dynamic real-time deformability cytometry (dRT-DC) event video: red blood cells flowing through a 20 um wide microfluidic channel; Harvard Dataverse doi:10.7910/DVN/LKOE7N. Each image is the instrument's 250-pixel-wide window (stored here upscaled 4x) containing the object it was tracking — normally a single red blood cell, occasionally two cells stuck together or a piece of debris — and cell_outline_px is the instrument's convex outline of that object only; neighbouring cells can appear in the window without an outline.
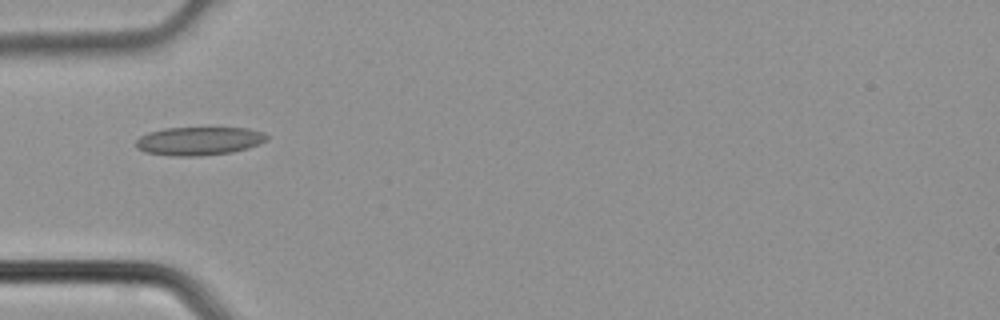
{"species": "common noctule bat (a hibernating species)", "species_latin": "Nyctalus noctula", "temperature_condition": "cold", "stored_images_in_passage": 2, "camera_frame_rate_fps": 3000, "um_per_image_px": 0.085, "animal": {"sex": "male", "body_mass_g": 21.5, "forearm_length_mm": 52.0}, "frame": {"image": 1, "passage_image": 1, "time_ms": 0.0, "image_size_px": [1000, 320], "cell_outline_px": [[268, 136], [260, 144], [248, 148], [232, 152], [200, 156], [176, 156], [144, 152], [136, 148], [136, 140], [140, 136], [148, 132], [164, 128], [248, 128], [264, 132]], "centroid_in_image_um": [16.9, 11.98], "position_along_channel_um": 68.1, "area_um2": 21.68}}
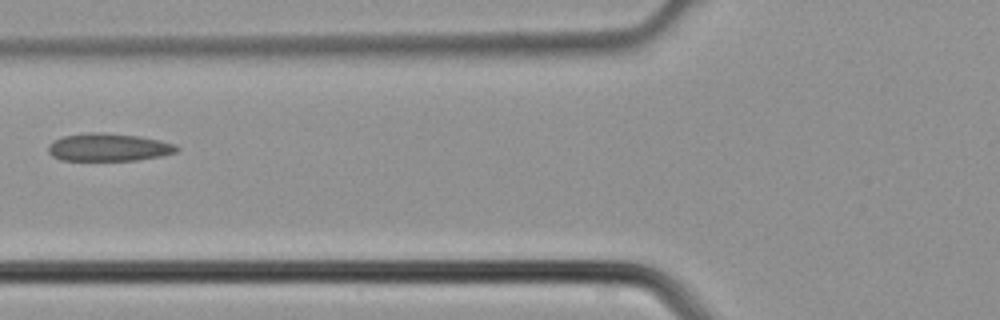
{"frame": {"image": 2, "passage_image": 2, "time_ms": 0.333, "image_size_px": [1000, 320], "cell_outline_px": [[180, 148], [176, 152], [160, 156], [136, 160], [60, 160], [52, 156], [48, 152], [48, 144], [52, 140], [64, 136], [88, 132], [100, 132], [140, 136], [160, 140], [176, 144]], "centroid_in_image_um": [9.21, 12.51], "position_along_channel_um": 116.6, "area_um2": 20.92}}